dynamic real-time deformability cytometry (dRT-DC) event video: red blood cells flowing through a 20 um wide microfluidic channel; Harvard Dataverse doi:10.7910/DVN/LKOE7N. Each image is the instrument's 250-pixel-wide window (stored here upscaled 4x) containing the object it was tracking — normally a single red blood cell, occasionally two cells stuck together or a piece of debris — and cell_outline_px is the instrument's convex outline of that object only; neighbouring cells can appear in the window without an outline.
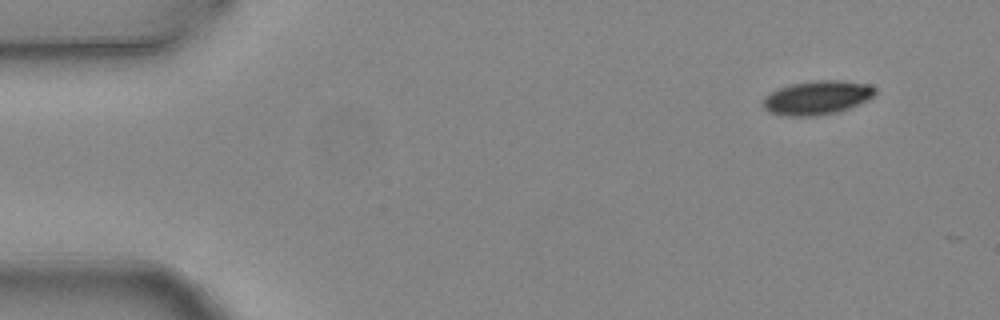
{"species": "common noctule bat (a hibernating species)", "species_latin": "Nyctalus noctula", "temperature_condition": "warm", "stored_images_in_passage": 3, "camera_frame_rate_fps": 3000, "um_per_image_px": 0.085, "animal": {"sex": "female", "body_mass_g": 24.6, "forearm_length_mm": 56.2}, "frame": {"image": 1, "passage_image": 1, "time_ms": 0.0, "image_size_px": [1000, 320], "cell_outline_px": [[876, 92], [868, 100], [848, 108], [836, 112], [816, 116], [784, 116], [768, 112], [764, 108], [764, 96], [780, 88], [792, 84], [820, 80], [836, 80], [868, 84], [876, 88]], "centroid_in_image_um": [69.45, 8.31], "position_along_channel_um": 15.6, "area_um2": 21.91}}